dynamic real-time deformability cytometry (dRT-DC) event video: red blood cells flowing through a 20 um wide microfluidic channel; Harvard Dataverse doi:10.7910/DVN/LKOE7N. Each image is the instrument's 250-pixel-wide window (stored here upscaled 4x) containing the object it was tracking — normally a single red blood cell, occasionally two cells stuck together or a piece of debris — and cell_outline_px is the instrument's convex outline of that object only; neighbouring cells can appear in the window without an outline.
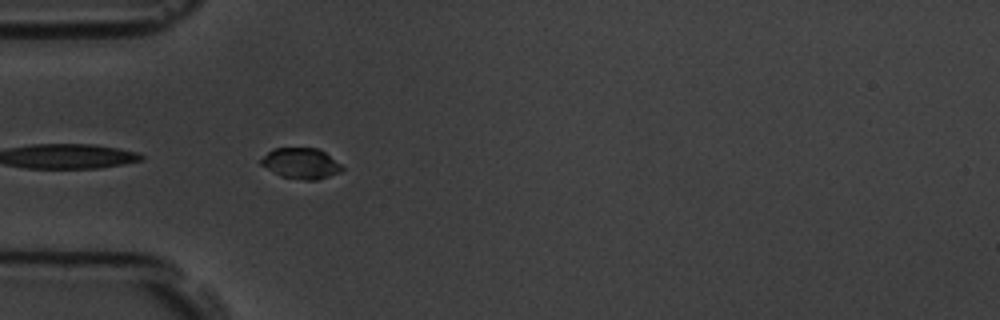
{"species": "common noctule bat (a hibernating species)", "species_latin": "Nyctalus noctula", "temperature_condition": "room temperature", "stored_images_in_passage": 4, "camera_frame_rate_fps": 3000, "um_per_image_px": 0.085, "animal": {"sex": "male", "body_mass_g": 19.5, "forearm_length_mm": 54.6}, "frame": {"image": 1, "passage_image": 4, "time_ms": 3.667, "image_size_px": [1000, 320], "cell_outline_px": [[344, 168], [340, 172], [316, 180], [304, 180], [280, 176], [260, 164], [260, 160], [268, 152], [276, 148], [316, 148], [324, 152], [340, 164]], "centroid_in_image_um": [25.57, 13.89], "position_along_channel_um": 59.4, "area_um2": 14.28}}